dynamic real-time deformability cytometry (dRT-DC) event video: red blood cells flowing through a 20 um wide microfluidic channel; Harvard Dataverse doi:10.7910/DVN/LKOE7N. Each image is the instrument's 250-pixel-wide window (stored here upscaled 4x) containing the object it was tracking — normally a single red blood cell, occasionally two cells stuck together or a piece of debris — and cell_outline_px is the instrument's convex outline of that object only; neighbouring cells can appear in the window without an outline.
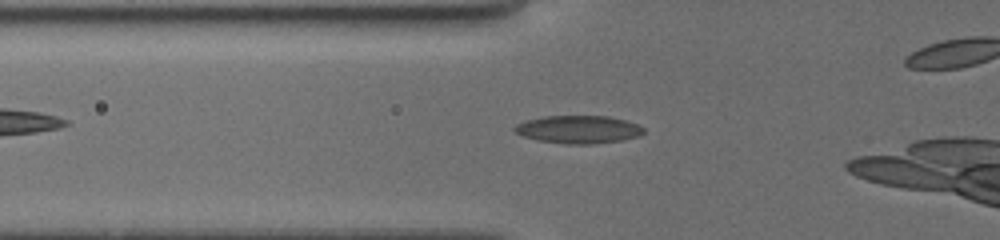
{"species": "common noctule bat (a hibernating species)", "species_latin": "Nyctalus noctula", "temperature_condition": "cold", "stored_images_in_passage": 46, "camera_frame_rate_fps": 3000, "um_per_image_px": 0.085, "animal": {"sex": "female", "body_mass_g": 19.5, "forearm_length_mm": 54.1}, "frame": {"image": 1, "passage_image": 18, "time_ms": 5.667, "image_size_px": [1000, 240], "cell_outline_px": [[644, 132], [640, 136], [620, 140], [592, 144], [568, 144], [540, 140], [524, 136], [516, 132], [512, 128], [516, 124], [524, 120], [544, 116], [608, 116], [624, 120], [636, 124], [644, 128]], "centroid_in_image_um": [49.15, 10.99], "position_along_channel_um": 76.6, "area_um2": 20.81}}
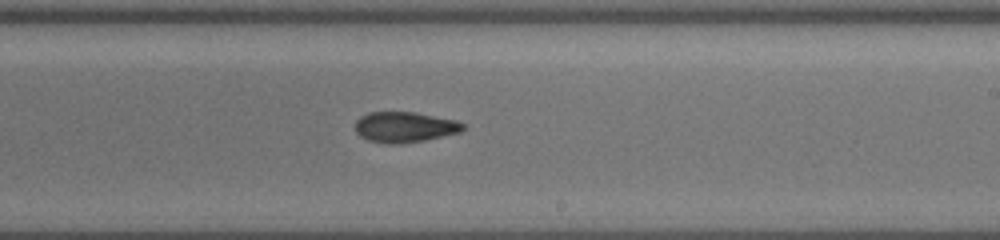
{"frame": {"image": 2, "passage_image": 32, "time_ms": 10.333, "image_size_px": [1000, 240], "cell_outline_px": [[464, 128], [460, 132], [424, 140], [400, 144], [384, 144], [368, 140], [360, 136], [356, 132], [356, 120], [360, 116], [368, 112], [416, 112], [456, 120], [464, 124]], "centroid_in_image_um": [34.37, 10.8], "position_along_channel_um": 254.6, "area_um2": 19.25}}
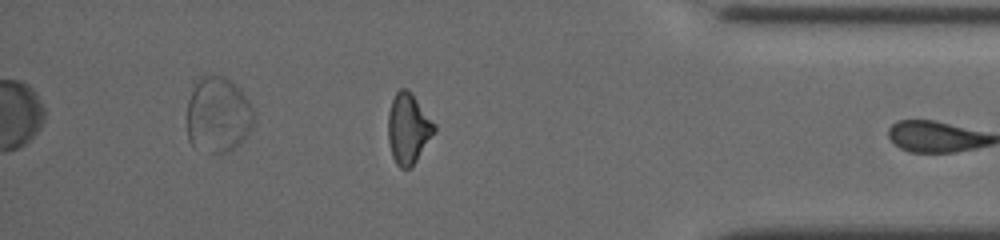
{"frame": {"image": 3, "passage_image": 45, "time_ms": 14.667, "image_size_px": [1000, 240], "cell_outline_px": [[436, 132], [416, 160], [408, 168], [400, 168], [396, 164], [392, 156], [388, 140], [388, 112], [392, 100], [396, 92], [400, 88], [408, 88], [436, 124]], "centroid_in_image_um": [34.71, 10.9], "position_along_channel_um": 400.5, "area_um2": 19.02}}